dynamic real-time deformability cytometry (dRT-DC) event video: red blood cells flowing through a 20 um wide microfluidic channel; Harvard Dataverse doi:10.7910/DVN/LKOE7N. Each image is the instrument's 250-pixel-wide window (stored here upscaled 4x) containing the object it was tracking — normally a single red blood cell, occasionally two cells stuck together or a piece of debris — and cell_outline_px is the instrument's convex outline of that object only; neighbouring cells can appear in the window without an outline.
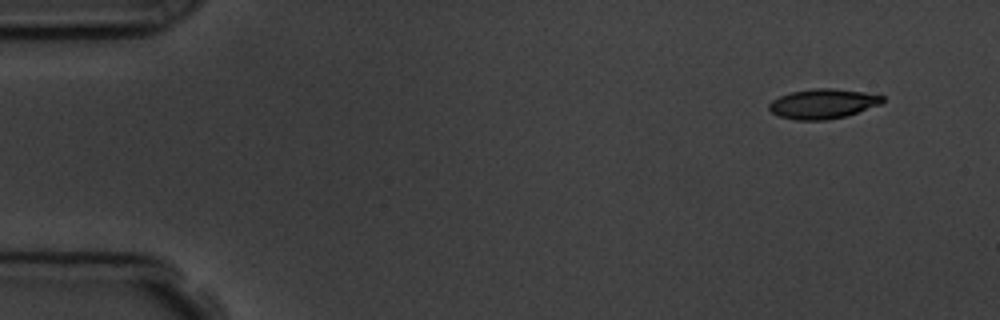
{"species": "common noctule bat (a hibernating species)", "species_latin": "Nyctalus noctula", "temperature_condition": "room temperature", "stored_images_in_passage": 6, "camera_frame_rate_fps": 3000, "um_per_image_px": 0.085, "animal": {"sex": "male", "body_mass_g": 19.5, "forearm_length_mm": 54.6}, "frame": {"image": 1, "passage_image": 1, "time_ms": 0.0, "image_size_px": [1000, 320], "cell_outline_px": [[884, 100], [880, 104], [844, 116], [828, 120], [796, 120], [780, 116], [772, 112], [768, 108], [768, 104], [772, 100], [780, 96], [792, 92], [812, 88], [832, 88], [864, 92], [884, 96]], "centroid_in_image_um": [69.92, 8.81], "position_along_channel_um": 15.1, "area_um2": 19.48}}
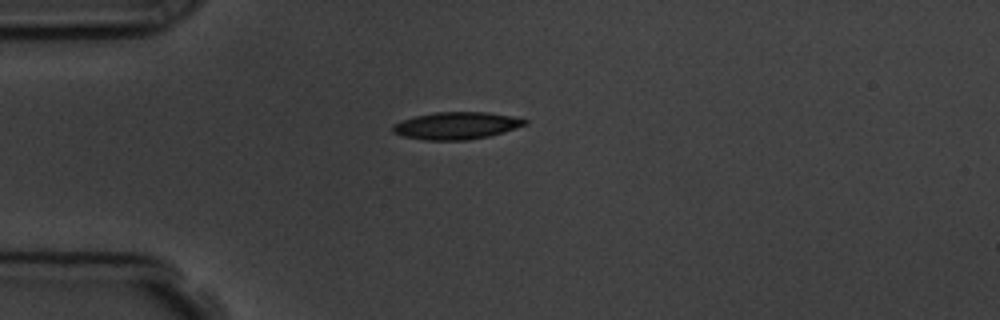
{"frame": {"image": 2, "passage_image": 4, "time_ms": 3.333, "image_size_px": [1000, 320], "cell_outline_px": [[528, 124], [504, 132], [488, 136], [468, 140], [424, 140], [400, 136], [392, 132], [392, 124], [416, 116], [436, 112], [488, 112], [512, 116], [528, 120]], "centroid_in_image_um": [38.79, 10.68], "position_along_channel_um": 46.2, "area_um2": 21.04}}
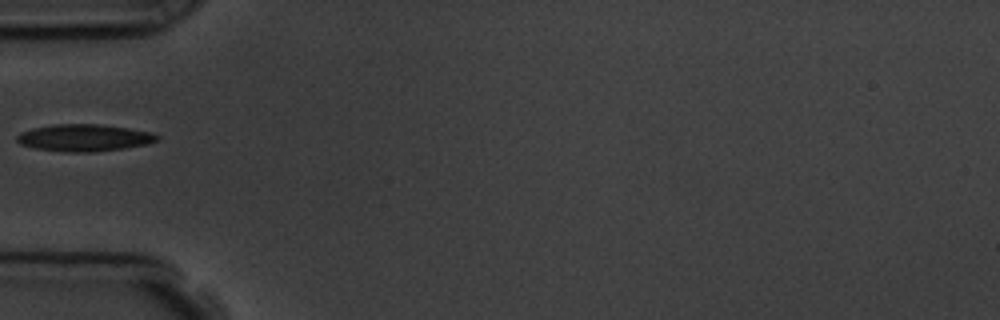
{"frame": {"image": 3, "passage_image": 5, "time_ms": 4.667, "image_size_px": [1000, 320], "cell_outline_px": [[160, 140], [148, 144], [124, 148], [92, 152], [64, 152], [32, 148], [20, 144], [16, 140], [16, 136], [20, 132], [32, 128], [52, 124], [100, 124], [128, 128], [152, 132], [160, 136]], "centroid_in_image_um": [7.15, 11.71], "position_along_channel_um": 77.9, "area_um2": 22.37}}